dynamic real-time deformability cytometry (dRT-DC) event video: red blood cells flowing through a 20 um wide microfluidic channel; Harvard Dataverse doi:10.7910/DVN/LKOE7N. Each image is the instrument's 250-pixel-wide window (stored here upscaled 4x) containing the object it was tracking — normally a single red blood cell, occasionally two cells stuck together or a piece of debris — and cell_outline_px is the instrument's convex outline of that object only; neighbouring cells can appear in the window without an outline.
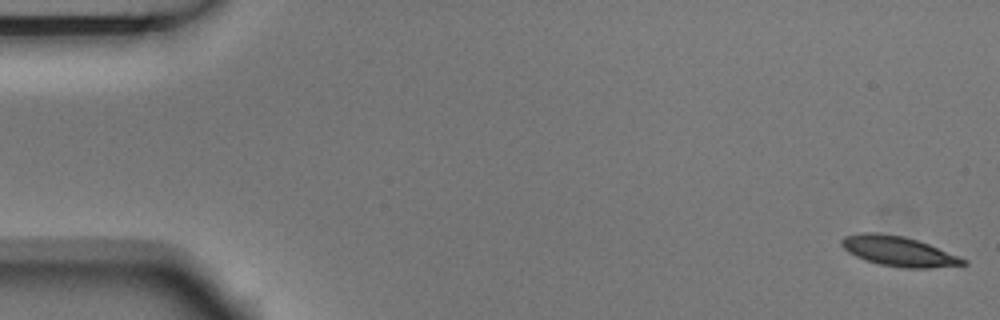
{"species": "Egyptian fruit bat (a non-hibernating species)", "species_latin": "Rousettus aegyptiacus", "temperature_condition": "room temperature", "stored_images_in_passage": 3, "camera_frame_rate_fps": 3000, "um_per_image_px": 0.085, "animal": {"sex": "male"}, "frame": {"image": 1, "passage_image": 1, "time_ms": 0.0, "image_size_px": [1000, 320], "cell_outline_px": [[968, 264], [928, 268], [904, 268], [880, 264], [864, 260], [848, 252], [840, 244], [840, 240], [844, 236], [860, 232], [876, 232], [904, 236], [928, 244], [968, 260]], "centroid_in_image_um": [76.34, 21.35], "position_along_channel_um": 8.7, "area_um2": 21.15}}
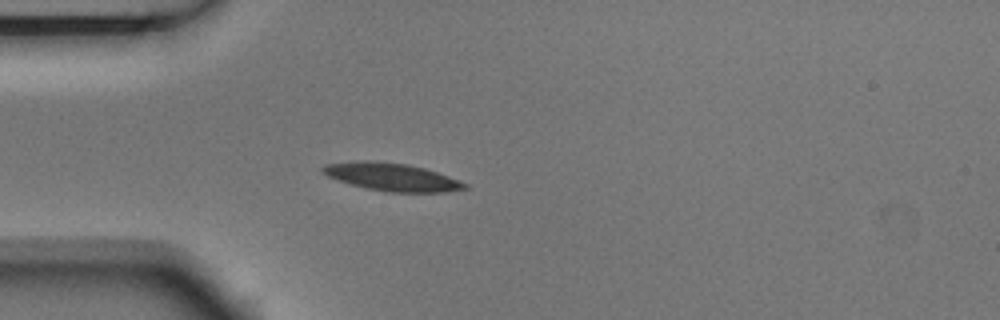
{"frame": {"image": 2, "passage_image": 3, "time_ms": 0.667, "image_size_px": [1000, 320], "cell_outline_px": [[468, 188], [444, 192], [388, 192], [364, 188], [336, 180], [320, 172], [320, 168], [324, 164], [360, 160], [368, 160], [408, 164], [424, 168], [460, 180], [468, 184]], "centroid_in_image_um": [33.26, 15.04], "position_along_channel_um": 51.7, "area_um2": 23.18}}